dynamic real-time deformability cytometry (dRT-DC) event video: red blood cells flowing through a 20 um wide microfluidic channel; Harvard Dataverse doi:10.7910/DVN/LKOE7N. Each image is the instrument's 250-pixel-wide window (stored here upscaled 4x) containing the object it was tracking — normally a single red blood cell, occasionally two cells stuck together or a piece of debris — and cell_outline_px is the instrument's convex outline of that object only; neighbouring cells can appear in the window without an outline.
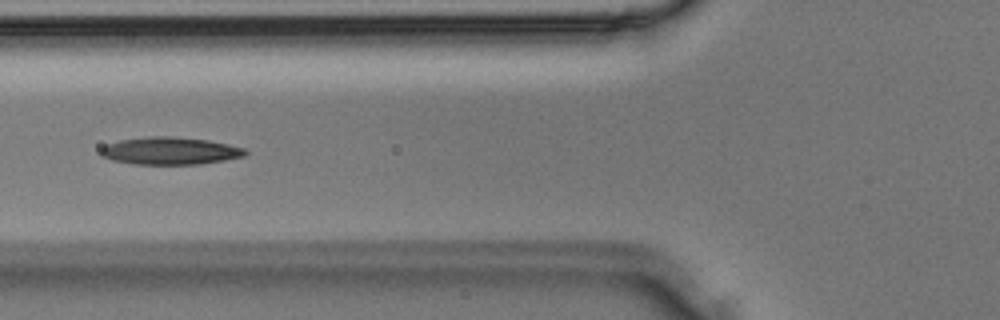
{"species": "Egyptian fruit bat (a non-hibernating species)", "species_latin": "Rousettus aegyptiacus", "temperature_condition": "room temperature", "stored_images_in_passage": 28, "camera_frame_rate_fps": 3000, "um_per_image_px": 0.085, "animal": {"sex": "male"}, "frame": {"image": 1, "passage_image": 11, "time_ms": 3.333, "image_size_px": [1000, 320], "cell_outline_px": [[248, 152], [244, 156], [224, 160], [200, 164], [132, 164], [112, 160], [100, 156], [100, 148], [108, 144], [120, 140], [148, 136], [172, 136], [208, 140], [228, 144], [244, 148]], "centroid_in_image_um": [14.43, 12.82], "position_along_channel_um": 111.4, "area_um2": 23.18}}
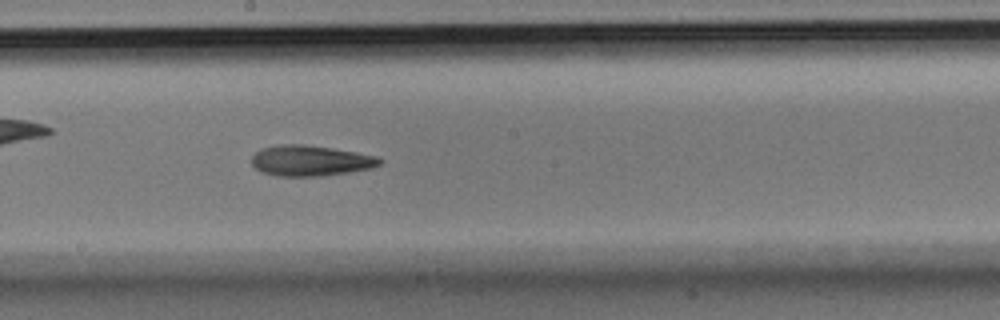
{"frame": {"image": 2, "passage_image": 17, "time_ms": 5.333, "image_size_px": [1000, 320], "cell_outline_px": [[384, 160], [380, 164], [372, 168], [348, 172], [320, 176], [276, 176], [260, 172], [252, 164], [252, 156], [256, 152], [264, 148], [280, 144], [304, 144], [332, 148], [356, 152], [376, 156]], "centroid_in_image_um": [26.39, 13.66], "position_along_channel_um": 221.8, "area_um2": 22.83}}
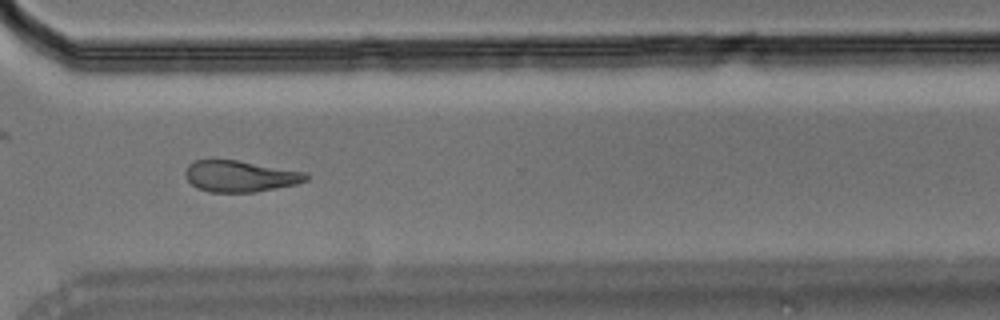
{"frame": {"image": 3, "passage_image": 24, "time_ms": 7.667, "image_size_px": [1000, 320], "cell_outline_px": [[308, 180], [296, 184], [256, 192], [208, 192], [196, 188], [184, 176], [184, 172], [188, 164], [196, 160], [236, 160], [308, 172]], "centroid_in_image_um": [20.4, 14.98], "position_along_channel_um": 350.2, "area_um2": 22.14}}